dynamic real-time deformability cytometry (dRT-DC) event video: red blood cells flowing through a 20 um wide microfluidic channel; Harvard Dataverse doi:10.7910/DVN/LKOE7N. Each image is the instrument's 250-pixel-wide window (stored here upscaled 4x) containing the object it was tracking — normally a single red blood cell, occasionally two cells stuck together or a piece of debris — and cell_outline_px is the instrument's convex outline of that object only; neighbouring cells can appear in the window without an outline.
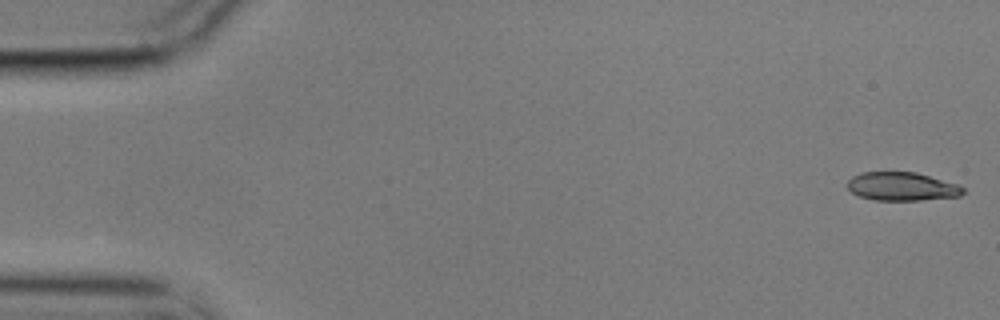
{"species": "common noctule bat (a hibernating species)", "species_latin": "Nyctalus noctula", "temperature_condition": "cold", "stored_images_in_passage": 56, "camera_frame_rate_fps": 3000, "um_per_image_px": 0.085, "animal": {"sex": "male", "body_mass_g": 17.9}, "frame": {"image": 1, "passage_image": 1, "time_ms": 0.0, "image_size_px": [1000, 320], "cell_outline_px": [[964, 192], [960, 196], [920, 200], [872, 200], [860, 196], [852, 192], [848, 188], [848, 180], [852, 176], [860, 172], [916, 172], [956, 184], [964, 188]], "centroid_in_image_um": [76.64, 15.85], "position_along_channel_um": 8.4, "area_um2": 19.07}}
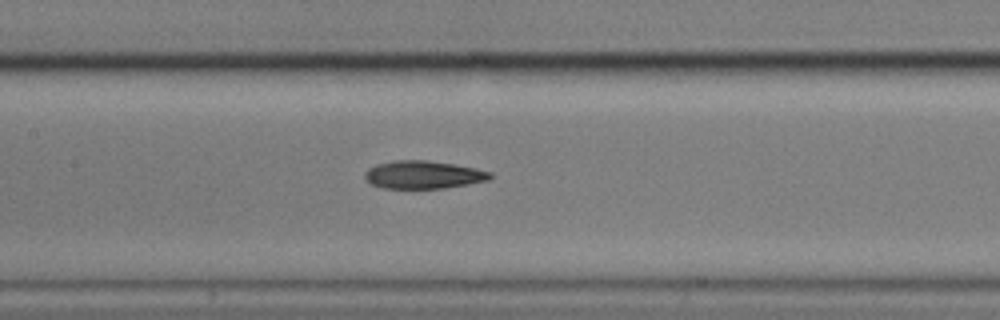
{"frame": {"image": 2, "passage_image": 26, "time_ms": 8.333, "image_size_px": [1000, 320], "cell_outline_px": [[492, 176], [488, 180], [444, 188], [380, 188], [364, 180], [364, 172], [368, 168], [376, 164], [396, 160], [428, 160], [476, 168], [492, 172]], "centroid_in_image_um": [35.93, 14.85], "position_along_channel_um": 171.5, "area_um2": 20.4}}
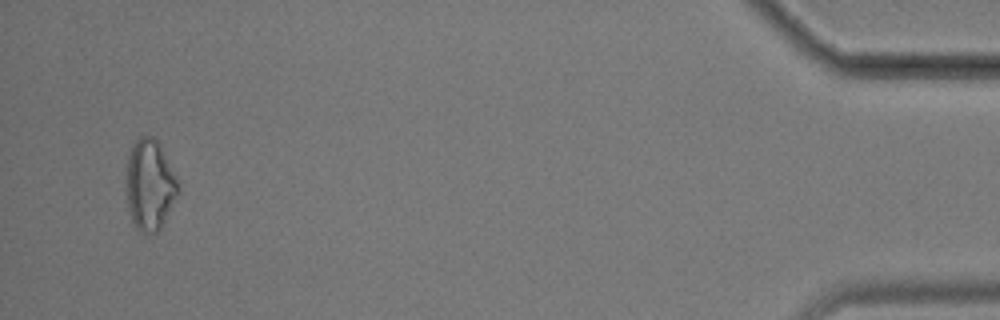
{"frame": {"image": 3, "passage_image": 54, "time_ms": 17.667, "image_size_px": [1000, 320], "cell_outline_px": [[180, 188], [160, 228], [156, 232], [148, 236], [140, 232], [136, 228], [132, 220], [128, 208], [128, 152], [132, 144], [140, 136], [152, 136], [160, 144]], "centroid_in_image_um": [12.72, 15.73], "position_along_channel_um": 422.5, "area_um2": 26.82}, "authors_computed_cell_mechanics": {"area_um2": 21.0103, "velocity_mm_per_s": 3.5346, "shape_relaxation_time_tau1_ms": 5.2803, "shape_relaxation_time_tau2_ms": 6.6937, "deformation_change_tau1": 0.1208, "deformation_change_tau2": 0.1657}}